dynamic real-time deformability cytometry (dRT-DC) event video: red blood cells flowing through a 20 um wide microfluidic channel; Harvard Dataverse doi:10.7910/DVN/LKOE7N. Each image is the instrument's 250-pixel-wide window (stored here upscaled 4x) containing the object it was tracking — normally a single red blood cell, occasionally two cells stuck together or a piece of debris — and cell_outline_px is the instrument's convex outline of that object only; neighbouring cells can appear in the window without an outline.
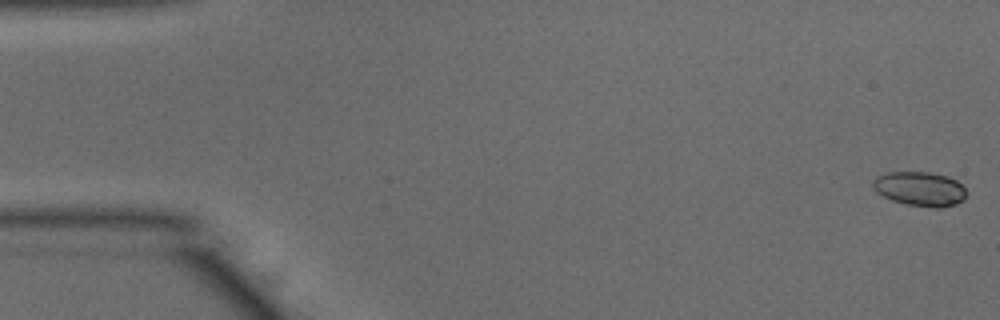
{"species": "common noctule bat (a hibernating species)", "species_latin": "Nyctalus noctula", "temperature_condition": "warm", "stored_images_in_passage": 52, "camera_frame_rate_fps": 3000, "um_per_image_px": 0.085, "animal": {"sex": "male", "body_mass_g": 15.6}, "frame": {"image": 1, "passage_image": 1, "time_ms": 0.0, "image_size_px": [1000, 320], "cell_outline_px": [[964, 200], [956, 204], [940, 208], [936, 208], [908, 204], [892, 200], [876, 192], [872, 184], [872, 180], [876, 176], [888, 172], [928, 172], [948, 176], [956, 180], [964, 188]], "centroid_in_image_um": [78.17, 16.04], "position_along_channel_um": 6.8, "area_um2": 18.61}}
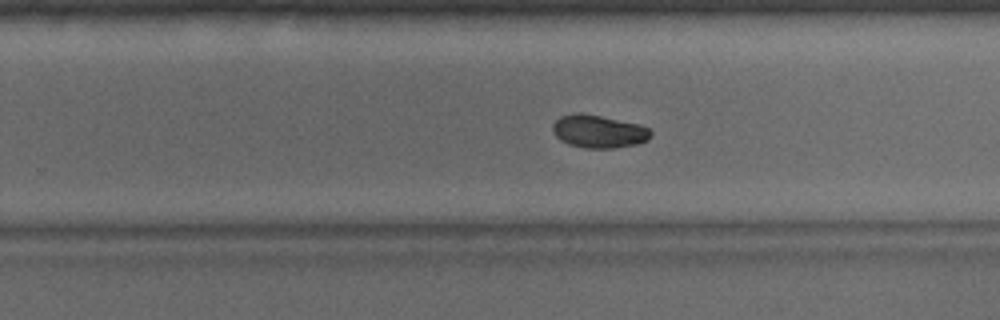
{"frame": {"image": 2, "passage_image": 33, "time_ms": 10.667, "image_size_px": [1000, 320], "cell_outline_px": [[652, 132], [648, 140], [636, 144], [612, 148], [584, 148], [568, 144], [560, 140], [552, 132], [552, 124], [560, 116], [576, 112], [580, 112], [640, 124], [648, 128]], "centroid_in_image_um": [50.85, 11.16], "position_along_channel_um": 278.9, "area_um2": 18.9}}
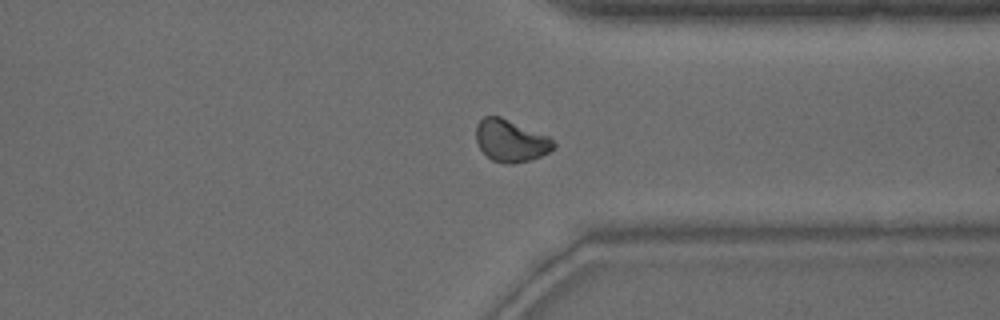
{"frame": {"image": 3, "passage_image": 40, "time_ms": 13.0, "image_size_px": [1000, 320], "cell_outline_px": [[556, 148], [540, 156], [528, 160], [512, 164], [504, 164], [492, 160], [480, 148], [476, 140], [476, 124], [484, 116], [500, 116], [548, 136], [556, 144]], "centroid_in_image_um": [43.4, 11.96], "position_along_channel_um": 368.0, "area_um2": 18.9}, "authors_computed_cell_mechanics": {"area_um2": 18.8428, "velocity_mm_per_s": 3.8679, "shape_relaxation_time_tau1_ms": 5.8673, "shape_relaxation_time_tau2_ms": 7.9261, "deformation_change_tau1": 0.18, "deformation_change_tau2": 0.0669}}